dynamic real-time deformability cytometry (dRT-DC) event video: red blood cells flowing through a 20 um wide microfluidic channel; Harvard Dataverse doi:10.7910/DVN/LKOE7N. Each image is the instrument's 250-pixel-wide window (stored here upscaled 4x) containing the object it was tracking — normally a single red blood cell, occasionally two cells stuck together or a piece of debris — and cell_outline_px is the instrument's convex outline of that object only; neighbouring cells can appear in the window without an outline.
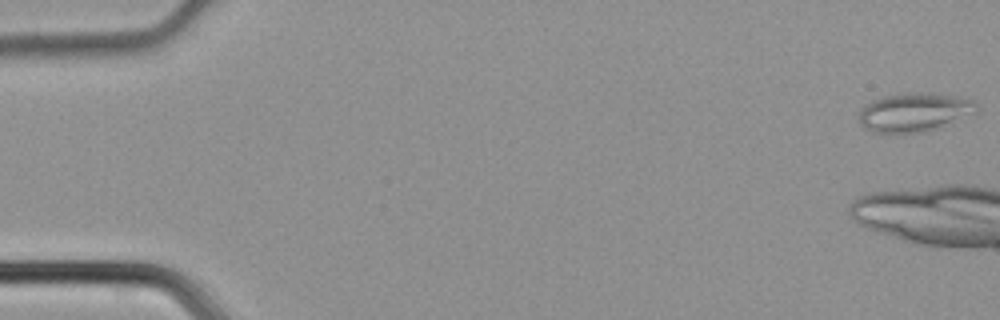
{"species": "common noctule bat (a hibernating species)", "species_latin": "Nyctalus noctula", "temperature_condition": "cold", "stored_images_in_passage": 6, "camera_frame_rate_fps": 3000, "um_per_image_px": 0.085, "animal": {"sex": "male", "body_mass_g": 21.5, "forearm_length_mm": 52.0}, "frame": {"image": 1, "passage_image": 1, "time_ms": 0.0, "image_size_px": [1000, 320], "cell_outline_px": [[980, 108], [976, 112], [924, 132], [888, 136], [872, 132], [864, 128], [860, 124], [856, 116], [860, 108], [872, 100], [884, 96], [908, 92], [928, 92], [976, 100]], "centroid_in_image_um": [77.62, 9.57], "position_along_channel_um": 7.4, "area_um2": 27.34}}